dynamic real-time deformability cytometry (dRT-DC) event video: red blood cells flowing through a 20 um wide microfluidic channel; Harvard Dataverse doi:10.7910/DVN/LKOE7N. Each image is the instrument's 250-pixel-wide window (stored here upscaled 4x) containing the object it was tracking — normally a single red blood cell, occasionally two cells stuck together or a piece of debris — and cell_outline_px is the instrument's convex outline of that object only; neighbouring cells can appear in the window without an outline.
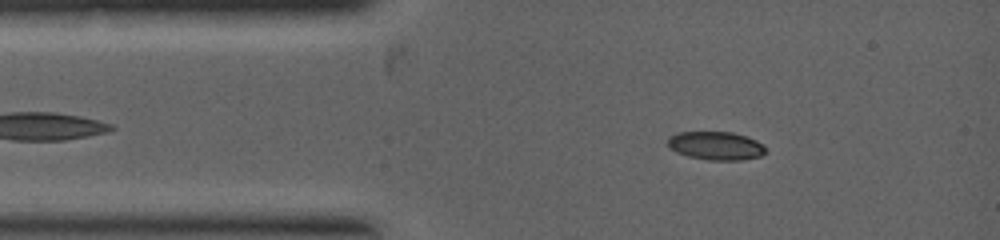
{"species": "common noctule bat (a hibernating species)", "species_latin": "Nyctalus noctula", "temperature_condition": "warm", "stored_images_in_passage": 2, "camera_frame_rate_fps": 5000, "um_per_image_px": 0.085, "animal": {"sex": "female", "body_mass_g": 19.0, "forearm_length_mm": 53.3}, "frame": {"image": 1, "passage_image": 1, "time_ms": 0.0, "image_size_px": [1000, 240], "cell_outline_px": [[764, 152], [760, 156], [740, 160], [708, 160], [688, 156], [676, 152], [668, 148], [668, 136], [676, 132], [732, 132], [756, 140], [764, 144]], "centroid_in_image_um": [60.8, 12.38], "position_along_channel_um": 24.2, "area_um2": 16.18}}